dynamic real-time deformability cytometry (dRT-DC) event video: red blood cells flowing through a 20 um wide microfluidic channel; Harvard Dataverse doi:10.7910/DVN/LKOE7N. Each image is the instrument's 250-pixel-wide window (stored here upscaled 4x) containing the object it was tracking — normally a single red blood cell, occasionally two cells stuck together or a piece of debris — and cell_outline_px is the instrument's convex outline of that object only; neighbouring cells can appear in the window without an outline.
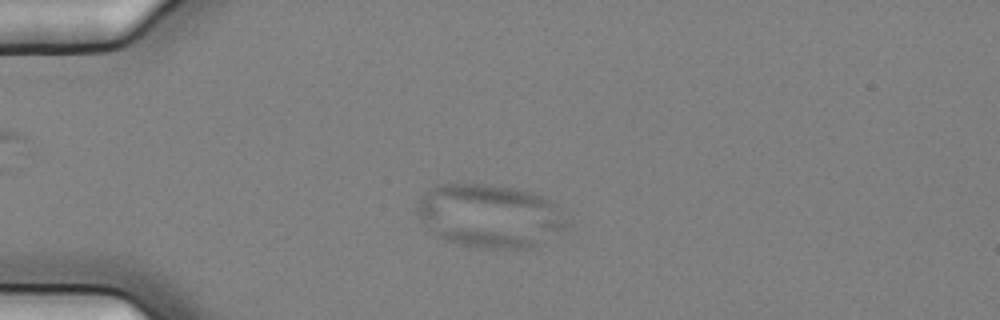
{"species": "common noctule bat (a hibernating species)", "species_latin": "Nyctalus noctula", "temperature_condition": "cold", "stored_images_in_passage": 56, "camera_frame_rate_fps": 3000, "um_per_image_px": 0.085, "animal": {"sex": "female", "body_mass_g": 25.1}, "frame": {"image": 1, "passage_image": 14, "time_ms": 4.333, "image_size_px": [1000, 320], "cell_outline_px": [[568, 224], [564, 228], [528, 248], [488, 248], [460, 244], [436, 236], [420, 220], [416, 212], [416, 204], [424, 192], [436, 184], [488, 184], [516, 188], [532, 192], [552, 200]], "centroid_in_image_um": [41.55, 18.31], "position_along_channel_um": 43.4, "area_um2": 54.79}}
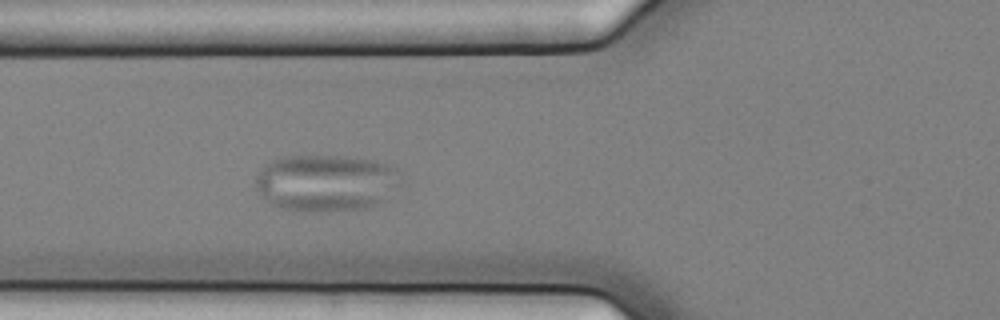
{"frame": {"image": 2, "passage_image": 21, "time_ms": 6.667, "image_size_px": [1000, 320], "cell_outline_px": [[400, 184], [388, 200], [368, 208], [328, 212], [280, 208], [264, 200], [256, 188], [256, 176], [264, 164], [272, 160], [284, 156], [348, 156], [376, 160], [392, 164], [400, 172]], "centroid_in_image_um": [27.77, 15.54], "position_along_channel_um": 98.0, "area_um2": 49.01}}
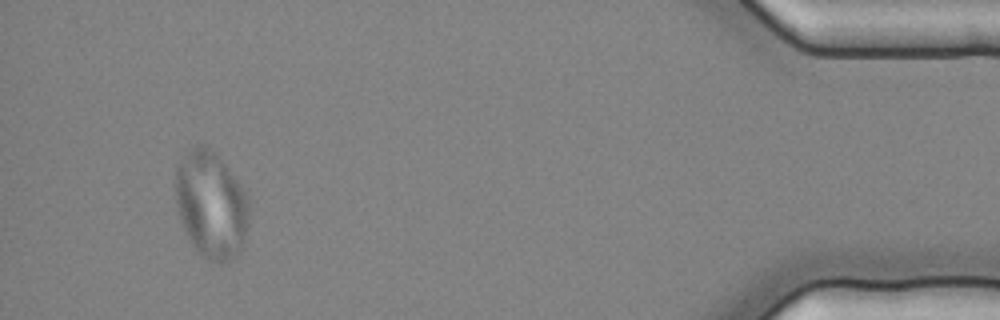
{"frame": {"image": 3, "passage_image": 53, "time_ms": 17.333, "image_size_px": [1000, 320], "cell_outline_px": [[248, 216], [244, 248], [228, 264], [220, 264], [208, 260], [196, 252], [180, 220], [176, 208], [176, 164], [180, 156], [196, 144], [200, 144], [208, 148], [228, 168], [248, 196]], "centroid_in_image_um": [17.93, 17.45], "position_along_channel_um": 417.3, "area_um2": 46.24}}